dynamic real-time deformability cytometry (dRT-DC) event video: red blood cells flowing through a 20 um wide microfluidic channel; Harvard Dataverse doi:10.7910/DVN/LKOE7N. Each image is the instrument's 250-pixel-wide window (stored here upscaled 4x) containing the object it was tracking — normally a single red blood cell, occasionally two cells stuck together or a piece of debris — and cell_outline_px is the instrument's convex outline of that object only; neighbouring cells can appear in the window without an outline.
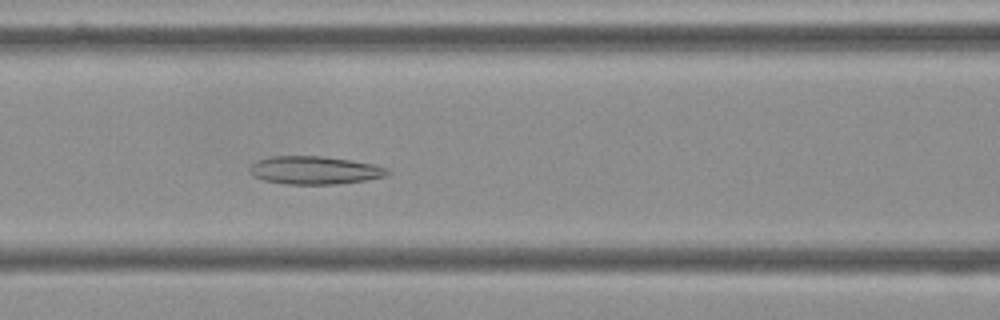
{"species": "Egyptian fruit bat (a non-hibernating species)", "species_latin": "Rousettus aegyptiacus", "temperature_condition": "cold", "stored_images_in_passage": 56, "camera_frame_rate_fps": 3000, "um_per_image_px": 0.085, "frame": {"image": 1, "passage_image": 24, "time_ms": 7.667, "image_size_px": [1000, 320], "cell_outline_px": [[392, 172], [384, 176], [364, 180], [336, 184], [284, 184], [264, 180], [252, 176], [248, 172], [248, 168], [252, 164], [260, 160], [272, 156], [324, 156], [352, 160], [372, 164], [388, 168]], "centroid_in_image_um": [26.72, 14.47], "position_along_channel_um": 139.9, "area_um2": 22.54}}
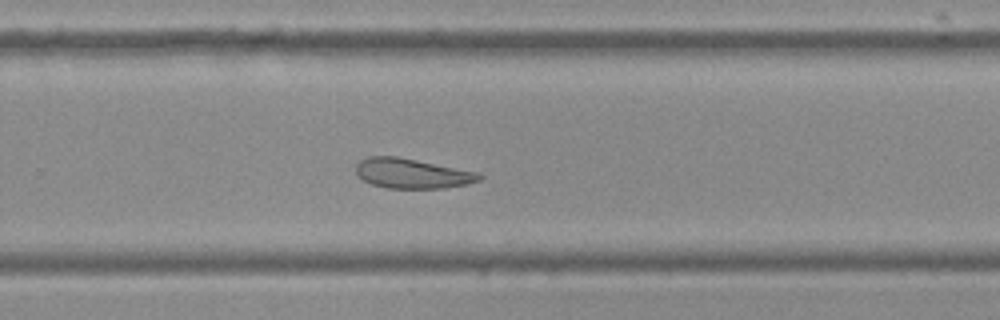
{"frame": {"image": 2, "passage_image": 37, "time_ms": 12.0, "image_size_px": [1000, 320], "cell_outline_px": [[484, 176], [480, 180], [468, 184], [444, 188], [384, 188], [372, 184], [364, 180], [356, 172], [356, 164], [360, 160], [368, 156], [396, 156], [480, 172]], "centroid_in_image_um": [35.06, 14.74], "position_along_channel_um": 294.7, "area_um2": 21.56}}
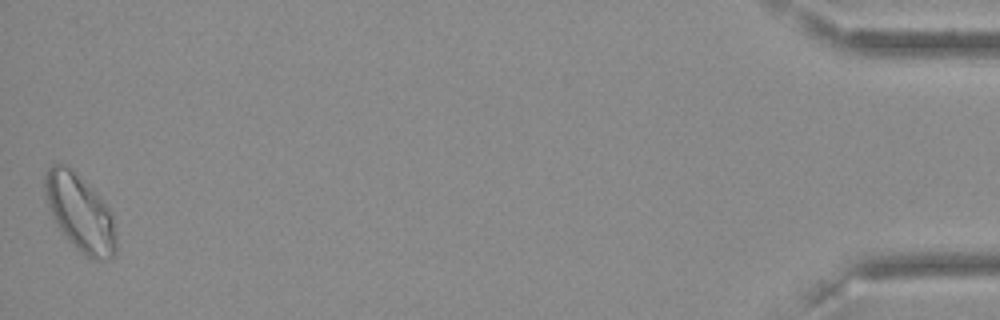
{"frame": {"image": 3, "passage_image": 56, "time_ms": 18.333, "image_size_px": [1000, 320], "cell_outline_px": [[116, 252], [112, 260], [92, 260], [76, 248], [60, 232], [44, 200], [44, 176], [48, 168], [52, 164], [68, 164], [72, 168], [112, 212], [116, 236]], "centroid_in_image_um": [6.78, 18.12], "position_along_channel_um": 428.4, "area_um2": 32.14}, "authors_computed_cell_mechanics": {"area_um2": 24.8829, "velocity_mm_per_s": 3.577, "shape_relaxation_time_tau1_ms": null, "shape_relaxation_time_tau2_ms": 3.5618, "deformation_change_tau1": null, "deformation_change_tau2": 0.1136}}